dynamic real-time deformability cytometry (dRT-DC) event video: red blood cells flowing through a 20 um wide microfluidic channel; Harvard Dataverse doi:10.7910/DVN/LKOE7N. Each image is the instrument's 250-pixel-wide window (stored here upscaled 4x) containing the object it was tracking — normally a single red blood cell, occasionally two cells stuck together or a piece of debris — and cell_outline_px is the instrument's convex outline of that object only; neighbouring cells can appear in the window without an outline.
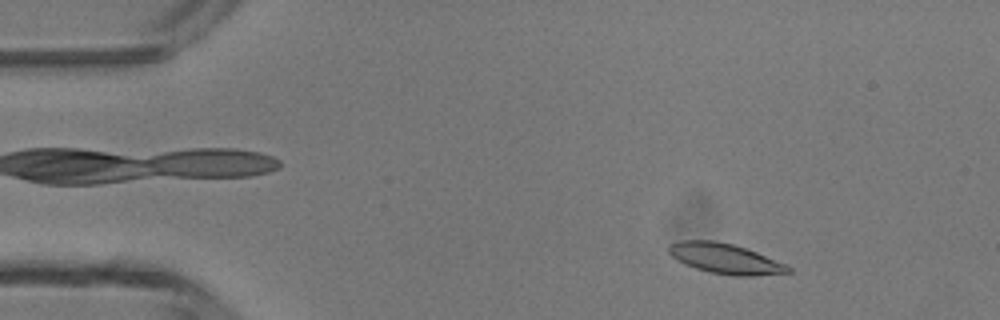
{"species": "common noctule bat (a hibernating species)", "species_latin": "Nyctalus noctula", "temperature_condition": "room temperature", "stored_images_in_passage": 46, "camera_frame_rate_fps": 3000, "um_per_image_px": 0.085, "animal": {"sex": "male", "body_mass_g": 13.3}, "frame": {"image": 1, "passage_image": 5, "time_ms": 1.333, "image_size_px": [1000, 320], "cell_outline_px": [[792, 272], [752, 276], [732, 276], [708, 272], [684, 264], [676, 260], [668, 252], [668, 244], [680, 240], [716, 240], [732, 244], [756, 252], [784, 264], [792, 268]], "centroid_in_image_um": [61.58, 21.98], "position_along_channel_um": 23.4, "area_um2": 21.04}}
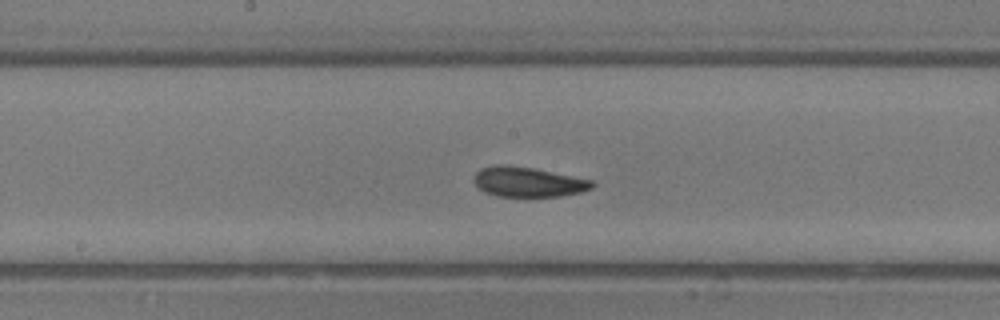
{"frame": {"image": 2, "passage_image": 23, "time_ms": 7.333, "image_size_px": [1000, 320], "cell_outline_px": [[596, 184], [592, 188], [580, 192], [560, 196], [496, 196], [484, 192], [472, 180], [476, 172], [480, 168], [496, 164], [504, 164], [532, 168], [592, 180]], "centroid_in_image_um": [44.85, 15.46], "position_along_channel_um": 203.4, "area_um2": 20.52}}
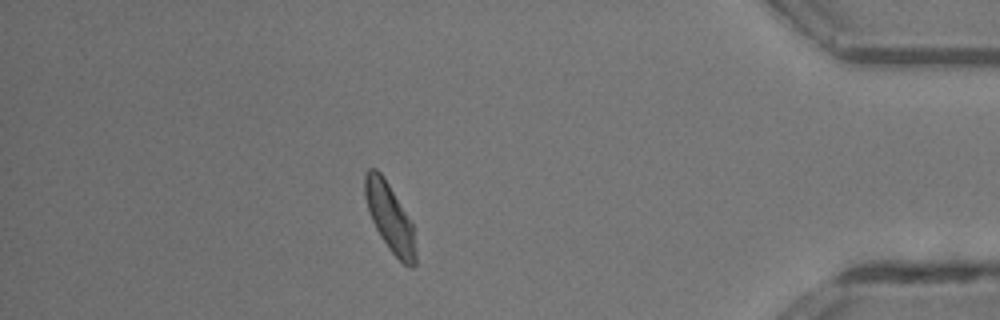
{"frame": {"image": 3, "passage_image": 40, "time_ms": 13.0, "image_size_px": [1000, 320], "cell_outline_px": [[416, 264], [412, 268], [404, 264], [388, 248], [380, 236], [372, 220], [368, 208], [364, 192], [364, 176], [368, 168], [376, 168], [384, 176], [412, 220], [416, 248]], "centroid_in_image_um": [33.16, 18.47], "position_along_channel_um": 402.0, "area_um2": 20.35}, "authors_computed_cell_mechanics": {"area_um2": 20.3745, "velocity_mm_per_s": 4.3137, "shape_relaxation_time_tau1_ms": 4.181, "shape_relaxation_time_tau2_ms": 2.1726, "deformation_change_tau1": 0.1404, "deformation_change_tau2": 0.0901}}